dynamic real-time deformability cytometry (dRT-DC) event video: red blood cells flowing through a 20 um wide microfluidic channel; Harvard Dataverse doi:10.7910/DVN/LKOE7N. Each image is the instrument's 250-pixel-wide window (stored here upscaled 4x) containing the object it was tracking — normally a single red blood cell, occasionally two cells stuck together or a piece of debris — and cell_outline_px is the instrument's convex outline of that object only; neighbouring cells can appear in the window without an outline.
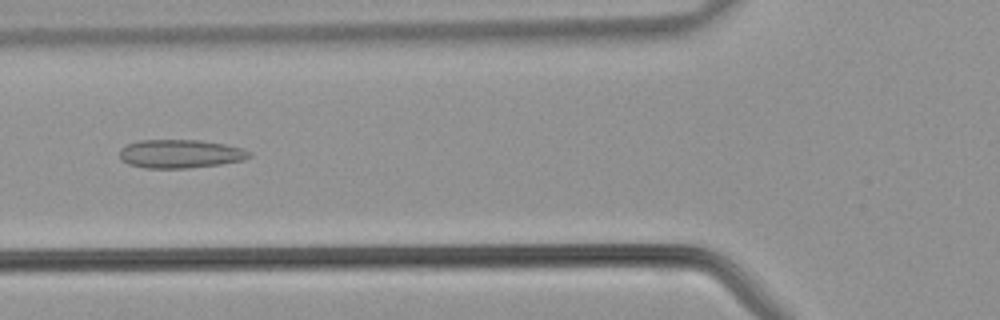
{"species": "common noctule bat (a hibernating species)", "species_latin": "Nyctalus noctula", "temperature_condition": "warm", "stored_images_in_passage": 40, "camera_frame_rate_fps": 3000, "um_per_image_px": 0.085, "animal": {"sex": "male", "body_mass_g": 21.5, "forearm_length_mm": 52.0}, "frame": {"image": 1, "passage_image": 14, "time_ms": 4.333, "image_size_px": [1000, 320], "cell_outline_px": [[252, 156], [244, 160], [220, 164], [188, 168], [144, 168], [128, 164], [120, 160], [120, 148], [124, 144], [140, 140], [200, 140], [224, 144], [240, 148], [252, 152]], "centroid_in_image_um": [15.29, 13.07], "position_along_channel_um": 110.5, "area_um2": 21.73}}
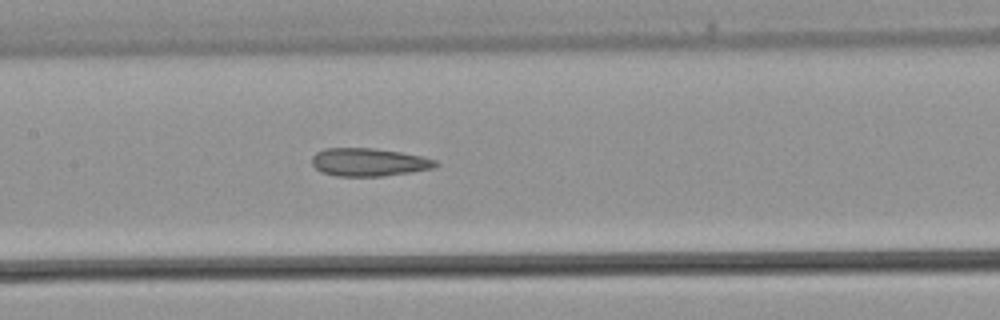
{"frame": {"image": 2, "passage_image": 18, "time_ms": 5.667, "image_size_px": [1000, 320], "cell_outline_px": [[440, 164], [432, 168], [412, 172], [384, 176], [336, 176], [320, 172], [312, 164], [312, 156], [316, 152], [324, 148], [372, 148], [400, 152], [420, 156], [436, 160]], "centroid_in_image_um": [31.32, 13.79], "position_along_channel_um": 176.1, "area_um2": 20.23}}
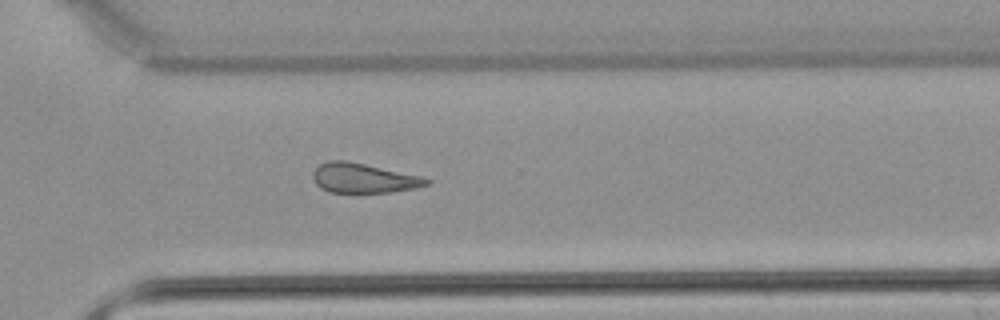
{"frame": {"image": 3, "passage_image": 28, "time_ms": 9.0, "image_size_px": [1000, 320], "cell_outline_px": [[432, 180], [428, 184], [412, 188], [392, 192], [328, 192], [320, 188], [316, 184], [312, 176], [312, 172], [320, 164], [328, 160], [348, 160], [420, 176]], "centroid_in_image_um": [30.85, 15.13], "position_along_channel_um": 339.8, "area_um2": 19.54}}